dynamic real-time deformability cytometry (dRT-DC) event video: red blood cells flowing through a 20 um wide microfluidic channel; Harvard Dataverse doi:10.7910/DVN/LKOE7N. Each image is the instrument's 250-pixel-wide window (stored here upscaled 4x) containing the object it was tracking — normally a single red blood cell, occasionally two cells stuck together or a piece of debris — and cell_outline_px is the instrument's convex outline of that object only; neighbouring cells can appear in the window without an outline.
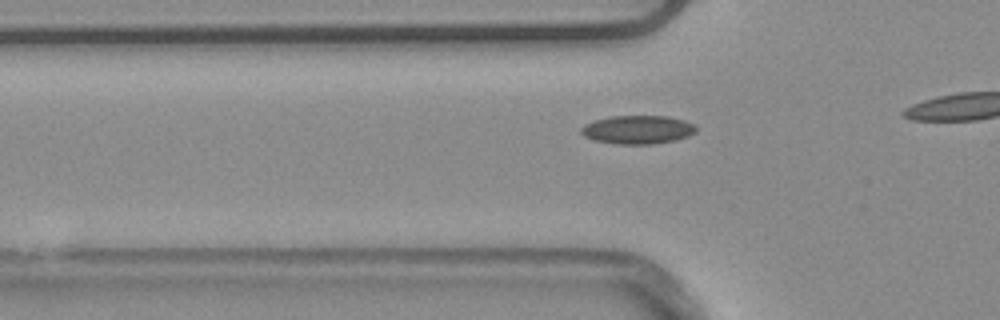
{"species": "common noctule bat (a hibernating species)", "species_latin": "Nyctalus noctula", "temperature_condition": "warm", "stored_images_in_passage": 16, "camera_frame_rate_fps": 3000, "um_per_image_px": 0.085, "animal": {"sex": "male", "body_mass_g": 20.4}, "frame": {"image": 1, "passage_image": 10, "time_ms": 3.0, "image_size_px": [1000, 320], "cell_outline_px": [[696, 132], [688, 136], [676, 140], [652, 144], [616, 144], [596, 140], [584, 136], [580, 132], [580, 128], [584, 124], [592, 120], [612, 116], [668, 116], [684, 120], [692, 124], [696, 128]], "centroid_in_image_um": [54.18, 11.02], "position_along_channel_um": 71.6, "area_um2": 19.13}}